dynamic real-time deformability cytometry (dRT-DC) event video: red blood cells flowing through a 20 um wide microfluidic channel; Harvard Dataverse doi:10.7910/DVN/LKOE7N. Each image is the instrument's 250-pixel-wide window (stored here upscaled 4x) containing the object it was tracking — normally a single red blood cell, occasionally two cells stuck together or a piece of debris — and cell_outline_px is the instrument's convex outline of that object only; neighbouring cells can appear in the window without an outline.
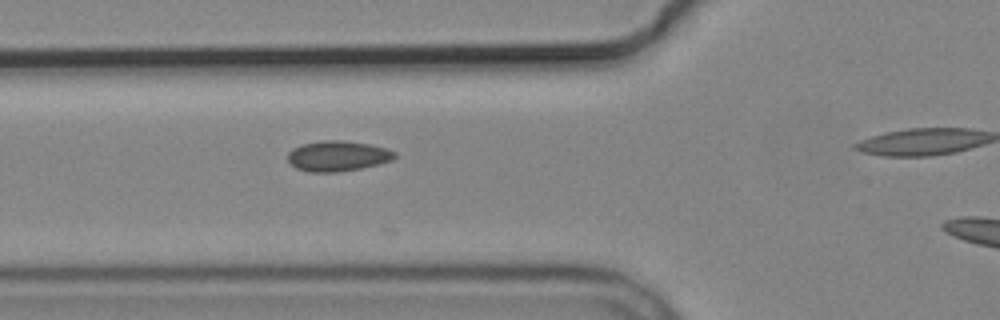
{"species": "common noctule bat (a hibernating species)", "species_latin": "Nyctalus noctula", "temperature_condition": "cold", "stored_images_in_passage": 4, "camera_frame_rate_fps": 3000, "um_per_image_px": 0.085, "animal": {"sex": "male", "body_mass_g": 19.2, "forearm_length_mm": 51.8}, "frame": {"image": 1, "passage_image": 2, "time_ms": 1.333, "image_size_px": [1000, 320], "cell_outline_px": [[396, 156], [392, 160], [360, 168], [336, 172], [308, 172], [296, 168], [288, 160], [288, 152], [292, 148], [300, 144], [324, 140], [344, 140], [368, 144], [384, 148], [396, 152]], "centroid_in_image_um": [28.66, 13.25], "position_along_channel_um": 97.1, "area_um2": 18.84}}